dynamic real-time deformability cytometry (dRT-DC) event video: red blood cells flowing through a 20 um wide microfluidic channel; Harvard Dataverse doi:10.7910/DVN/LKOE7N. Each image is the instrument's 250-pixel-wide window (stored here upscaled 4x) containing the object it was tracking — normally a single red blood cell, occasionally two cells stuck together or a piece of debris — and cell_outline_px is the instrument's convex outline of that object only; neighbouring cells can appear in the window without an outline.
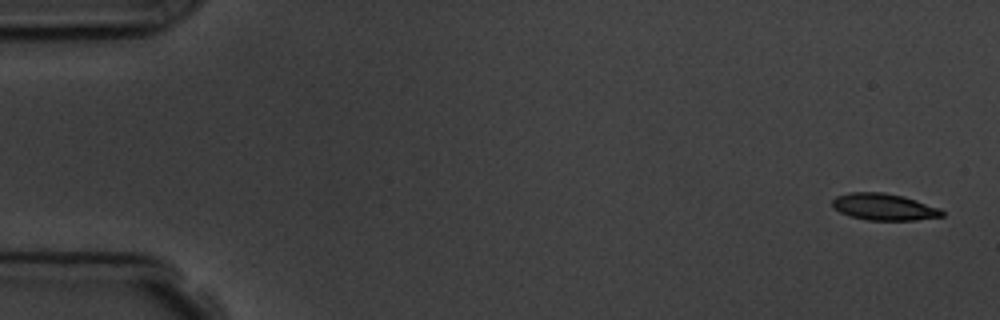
{"species": "common noctule bat (a hibernating species)", "species_latin": "Nyctalus noctula", "temperature_condition": "room temperature", "stored_images_in_passage": 6, "camera_frame_rate_fps": 3000, "um_per_image_px": 0.085, "animal": {"sex": "male", "body_mass_g": 19.5, "forearm_length_mm": 54.6}, "frame": {"image": 1, "passage_image": 1, "time_ms": 0.0, "image_size_px": [1000, 320], "cell_outline_px": [[944, 216], [916, 220], [868, 220], [852, 216], [840, 212], [832, 204], [832, 200], [836, 196], [848, 192], [884, 192], [904, 196], [940, 208], [944, 212]], "centroid_in_image_um": [75.16, 17.58], "position_along_channel_um": 9.8, "area_um2": 17.05}}
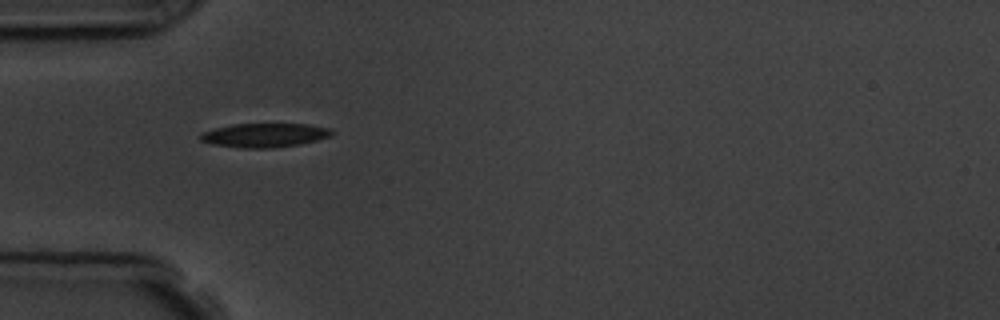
{"frame": {"image": 2, "passage_image": 5, "time_ms": 14.667, "image_size_px": [1000, 320], "cell_outline_px": [[336, 132], [332, 136], [300, 144], [276, 148], [240, 148], [212, 144], [200, 140], [200, 132], [232, 124], [308, 124], [332, 128]], "centroid_in_image_um": [22.53, 11.49], "position_along_channel_um": 62.5, "area_um2": 18.61}}